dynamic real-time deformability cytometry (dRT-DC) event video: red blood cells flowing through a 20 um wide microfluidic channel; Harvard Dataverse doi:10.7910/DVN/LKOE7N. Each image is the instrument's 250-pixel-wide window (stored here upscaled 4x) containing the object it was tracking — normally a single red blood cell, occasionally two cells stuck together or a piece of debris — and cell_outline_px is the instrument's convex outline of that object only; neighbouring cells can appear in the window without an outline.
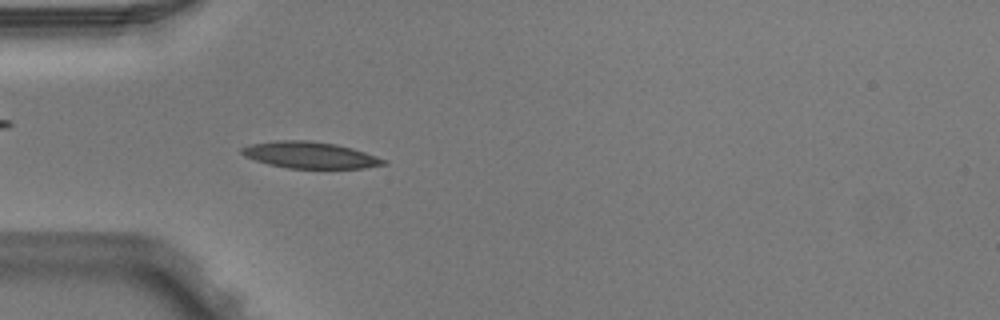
{"species": "Egyptian fruit bat (a non-hibernating species)", "species_latin": "Rousettus aegyptiacus", "temperature_condition": "warm", "stored_images_in_passage": 3, "camera_frame_rate_fps": 3000, "um_per_image_px": 0.085, "animal": {"sex": "male"}, "frame": {"image": 1, "passage_image": 3, "time_ms": 0.667, "image_size_px": [1000, 320], "cell_outline_px": [[388, 164], [364, 168], [288, 168], [268, 164], [244, 156], [240, 152], [240, 148], [252, 144], [276, 140], [308, 140], [336, 144], [352, 148], [388, 160]], "centroid_in_image_um": [26.36, 13.18], "position_along_channel_um": 58.6, "area_um2": 21.91}}